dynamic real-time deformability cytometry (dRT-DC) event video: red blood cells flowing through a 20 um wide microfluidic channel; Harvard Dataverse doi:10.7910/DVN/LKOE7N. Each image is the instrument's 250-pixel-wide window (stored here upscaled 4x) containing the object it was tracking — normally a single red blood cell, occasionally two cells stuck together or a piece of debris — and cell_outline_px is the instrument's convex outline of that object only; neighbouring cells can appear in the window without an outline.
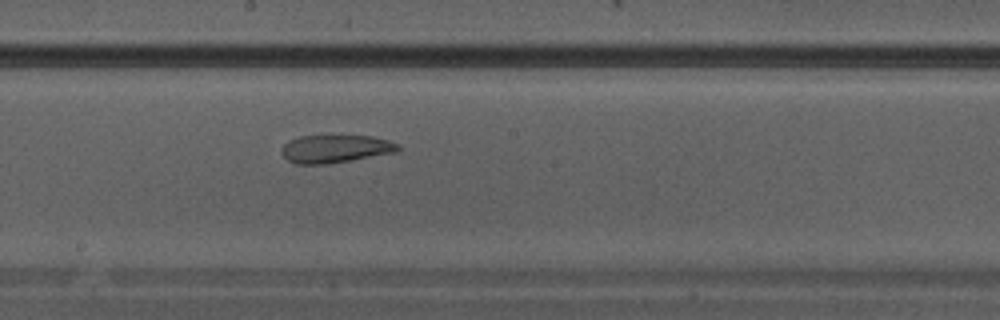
{"species": "Egyptian fruit bat (a non-hibernating species)", "species_latin": "Rousettus aegyptiacus", "temperature_condition": "warm", "stored_images_in_passage": 10, "camera_frame_rate_fps": 3000, "um_per_image_px": 0.085, "animal": {"sex": "male"}, "frame": {"image": 1, "passage_image": 10, "time_ms": 3.0, "image_size_px": [1000, 320], "cell_outline_px": [[400, 148], [396, 152], [324, 164], [296, 164], [288, 160], [280, 152], [284, 144], [288, 140], [300, 136], [372, 136], [388, 140], [400, 144]], "centroid_in_image_um": [28.48, 12.64], "position_along_channel_um": 219.7, "area_um2": 18.73}}